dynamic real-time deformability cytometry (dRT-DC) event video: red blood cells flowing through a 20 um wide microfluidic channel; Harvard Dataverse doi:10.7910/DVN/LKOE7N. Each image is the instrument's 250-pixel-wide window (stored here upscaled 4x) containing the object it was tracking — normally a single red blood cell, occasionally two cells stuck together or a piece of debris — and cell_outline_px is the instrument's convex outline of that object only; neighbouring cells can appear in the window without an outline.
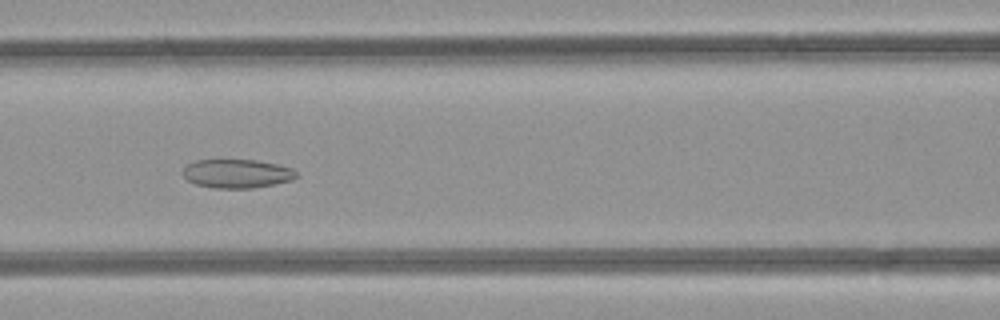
{"species": "common noctule bat (a hibernating species)", "species_latin": "Nyctalus noctula", "temperature_condition": "room temperature", "stored_images_in_passage": 48, "camera_frame_rate_fps": 3000, "um_per_image_px": 0.085, "animal": {"sex": "female", "body_mass_g": 21.9}, "frame": {"image": 1, "passage_image": 21, "time_ms": 6.667, "image_size_px": [1000, 320], "cell_outline_px": [[296, 176], [292, 180], [276, 184], [252, 188], [212, 188], [196, 184], [188, 180], [180, 172], [188, 164], [196, 160], [256, 160], [276, 164], [292, 168], [296, 172]], "centroid_in_image_um": [20.12, 14.76], "position_along_channel_um": 146.5, "area_um2": 19.02}}
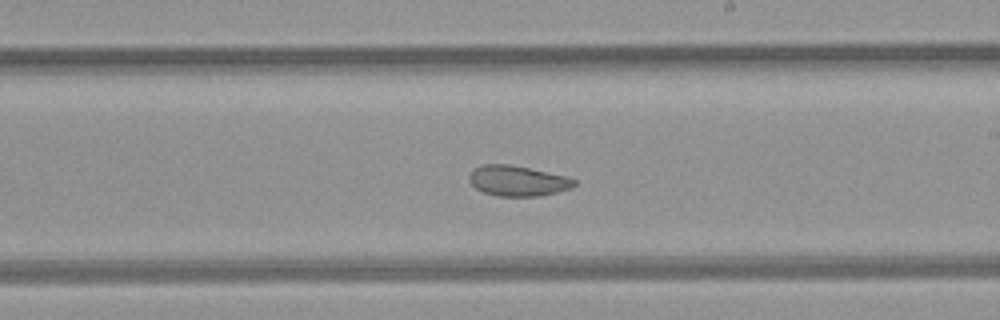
{"frame": {"image": 2, "passage_image": 28, "time_ms": 9.0, "image_size_px": [1000, 320], "cell_outline_px": [[576, 184], [572, 188], [540, 196], [496, 196], [484, 192], [476, 188], [468, 180], [468, 176], [476, 168], [484, 164], [512, 164], [568, 176], [576, 180]], "centroid_in_image_um": [44.03, 15.36], "position_along_channel_um": 245.0, "area_um2": 18.73}}
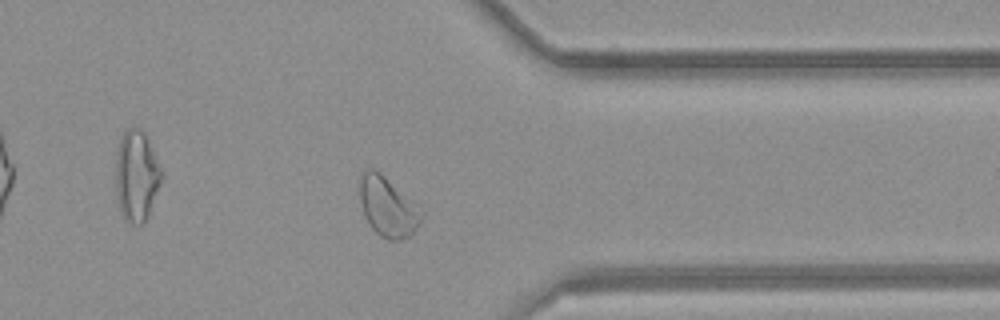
{"frame": {"image": 3, "passage_image": 38, "time_ms": 12.333, "image_size_px": [1000, 320], "cell_outline_px": [[424, 212], [420, 224], [412, 236], [400, 240], [388, 240], [380, 236], [368, 224], [360, 200], [360, 176], [368, 168], [376, 168]], "centroid_in_image_um": [32.97, 17.6], "position_along_channel_um": 378.4, "area_um2": 21.44}, "authors_computed_cell_mechanics": {"area_um2": 23.2067, "velocity_mm_per_s": 4.2319, "shape_relaxation_time_tau1_ms": null, "shape_relaxation_time_tau2_ms": 1.8625, "deformation_change_tau1": null, "deformation_change_tau2": 0.0678}}